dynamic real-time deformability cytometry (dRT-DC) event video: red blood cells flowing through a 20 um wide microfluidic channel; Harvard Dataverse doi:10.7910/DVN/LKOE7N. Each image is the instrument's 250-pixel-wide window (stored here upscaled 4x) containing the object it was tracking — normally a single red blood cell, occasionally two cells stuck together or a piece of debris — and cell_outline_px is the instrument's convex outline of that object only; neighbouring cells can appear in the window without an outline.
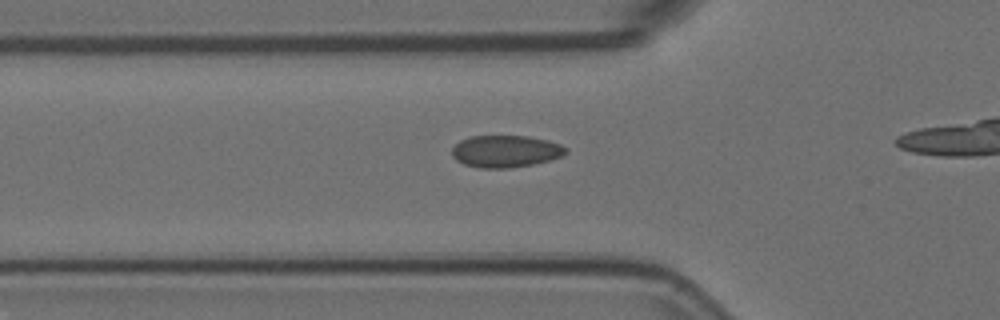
{"species": "Egyptian fruit bat (a non-hibernating species)", "species_latin": "Rousettus aegyptiacus", "temperature_condition": "room temperature", "stored_images_in_passage": 14, "camera_frame_rate_fps": 3000, "um_per_image_px": 0.085, "animal": {"sex": "female"}, "frame": {"image": 1, "passage_image": 2, "time_ms": 0.333, "image_size_px": [1000, 320], "cell_outline_px": [[568, 152], [560, 156], [548, 160], [532, 164], [508, 168], [480, 168], [464, 164], [456, 160], [452, 156], [452, 148], [460, 140], [468, 136], [528, 136], [548, 140], [560, 144], [568, 148]], "centroid_in_image_um": [42.96, 12.85], "position_along_channel_um": 82.8, "area_um2": 21.27}}
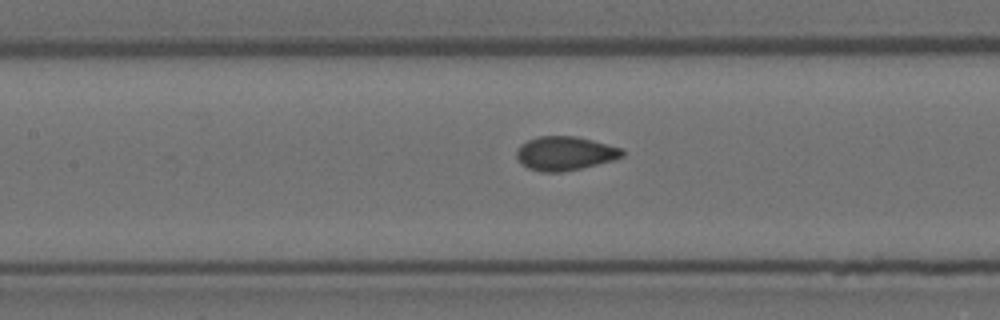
{"frame": {"image": 2, "passage_image": 8, "time_ms": 2.333, "image_size_px": [1000, 320], "cell_outline_px": [[624, 156], [612, 160], [580, 168], [560, 172], [544, 172], [528, 168], [516, 156], [516, 152], [520, 144], [528, 140], [540, 136], [576, 136], [608, 144], [620, 148], [624, 152]], "centroid_in_image_um": [48.01, 13.02], "position_along_channel_um": 159.4, "area_um2": 20.58}}
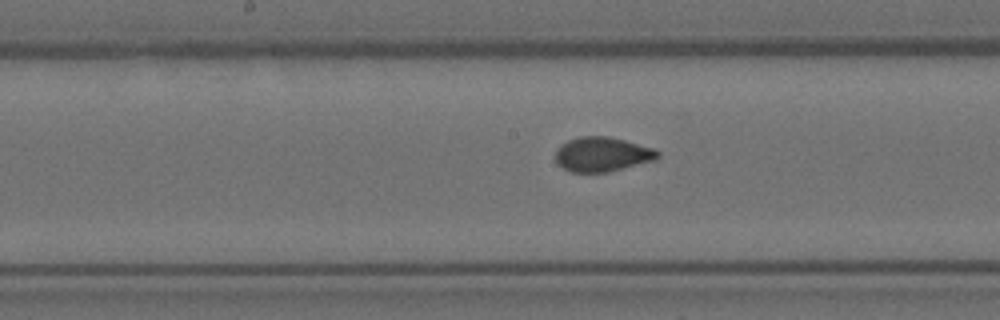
{"frame": {"image": 3, "passage_image": 11, "time_ms": 3.333, "image_size_px": [1000, 320], "cell_outline_px": [[660, 156], [652, 160], [608, 172], [572, 172], [564, 168], [556, 160], [556, 148], [560, 144], [568, 140], [580, 136], [608, 136], [656, 148], [660, 152]], "centroid_in_image_um": [51.19, 13.1], "position_along_channel_um": 197.0, "area_um2": 20.46}}